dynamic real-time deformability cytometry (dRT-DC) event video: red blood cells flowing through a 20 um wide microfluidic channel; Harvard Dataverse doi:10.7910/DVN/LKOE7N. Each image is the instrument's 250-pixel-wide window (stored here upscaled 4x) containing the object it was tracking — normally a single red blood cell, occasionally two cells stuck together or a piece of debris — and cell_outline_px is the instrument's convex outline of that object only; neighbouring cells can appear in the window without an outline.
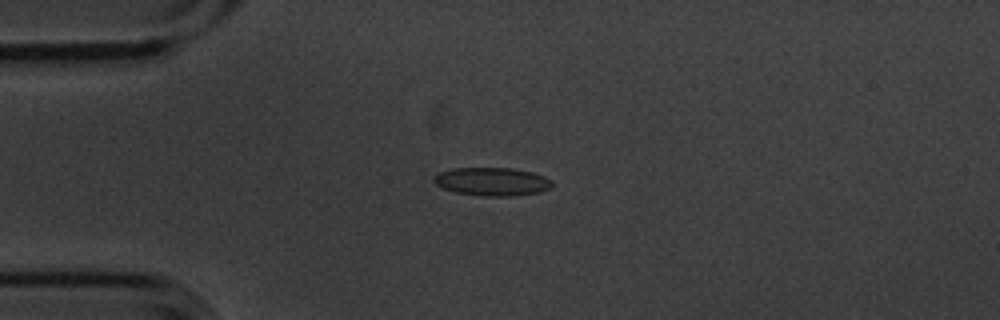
{"species": "common noctule bat (a hibernating species)", "species_latin": "Nyctalus noctula", "temperature_condition": "cold", "stored_images_in_passage": 7, "camera_frame_rate_fps": 3000, "um_per_image_px": 0.085, "animal": {"sex": "male", "body_mass_g": 20.1, "forearm_length_mm": 53.5}, "frame": {"image": 1, "passage_image": 4, "time_ms": 1.0, "image_size_px": [1000, 320], "cell_outline_px": [[552, 188], [540, 192], [512, 196], [484, 196], [456, 192], [444, 188], [436, 184], [432, 180], [432, 176], [440, 172], [452, 168], [512, 168], [532, 172], [544, 176], [552, 180]], "centroid_in_image_um": [41.84, 15.43], "position_along_channel_um": 43.2, "area_um2": 19.54}}
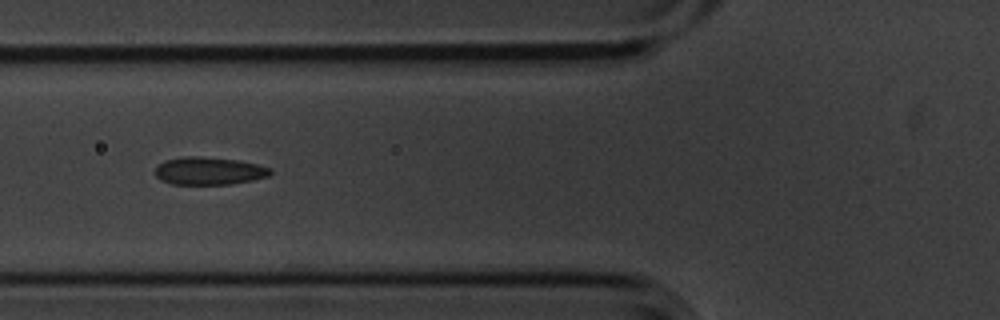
{"frame": {"image": 2, "passage_image": 6, "time_ms": 1.667, "image_size_px": [1000, 320], "cell_outline_px": [[272, 172], [268, 176], [252, 180], [232, 184], [172, 184], [160, 180], [152, 172], [156, 164], [164, 160], [184, 156], [200, 156], [236, 160], [256, 164], [272, 168]], "centroid_in_image_um": [17.69, 14.52], "position_along_channel_um": 108.1, "area_um2": 18.84}}
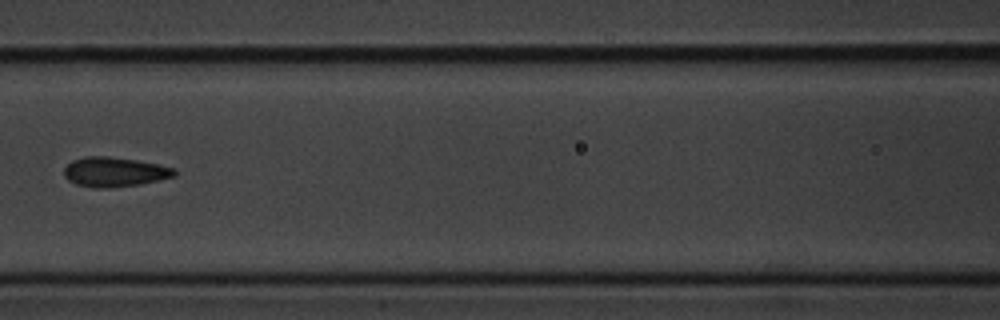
{"frame": {"image": 3, "passage_image": 7, "time_ms": 2.0, "image_size_px": [1000, 320], "cell_outline_px": [[176, 176], [140, 184], [108, 188], [92, 188], [76, 184], [68, 180], [64, 176], [64, 168], [72, 160], [84, 156], [108, 156], [136, 160], [176, 168]], "centroid_in_image_um": [9.71, 14.61], "position_along_channel_um": 156.9, "area_um2": 19.13}}